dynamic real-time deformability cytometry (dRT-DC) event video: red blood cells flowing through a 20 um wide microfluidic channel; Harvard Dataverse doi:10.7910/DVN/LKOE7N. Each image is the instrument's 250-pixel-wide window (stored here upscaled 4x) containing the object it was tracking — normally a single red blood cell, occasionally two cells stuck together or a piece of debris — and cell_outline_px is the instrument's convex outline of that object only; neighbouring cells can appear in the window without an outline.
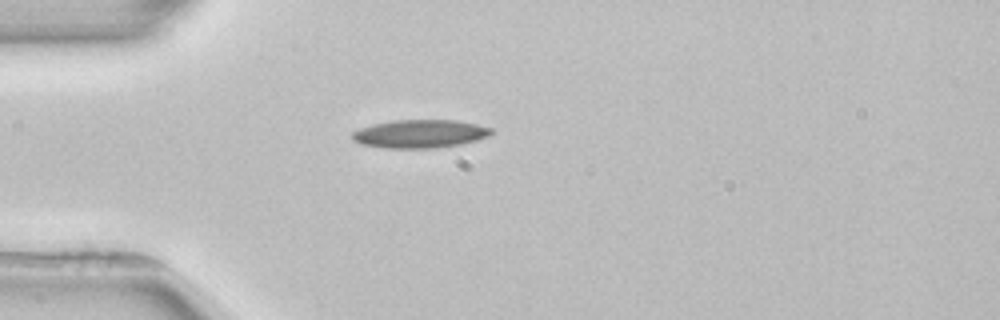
{"species": "common noctule bat (a hibernating species)", "species_latin": "Nyctalus noctula", "temperature_condition": "room temperature", "stored_images_in_passage": 3, "camera_frame_rate_fps": 3000, "um_per_image_px": 0.085, "animal": {"sex": "female", "body_mass_g": 22.7, "forearm_length_mm": 54.2}, "frame": {"image": 1, "passage_image": 3, "time_ms": 3.0, "image_size_px": [1000, 320], "cell_outline_px": [[492, 132], [488, 136], [476, 140], [460, 144], [432, 148], [384, 148], [360, 144], [352, 140], [352, 132], [360, 128], [372, 124], [392, 120], [456, 120], [476, 124], [492, 128]], "centroid_in_image_um": [35.65, 11.37], "position_along_channel_um": 49.4, "area_um2": 22.89}}